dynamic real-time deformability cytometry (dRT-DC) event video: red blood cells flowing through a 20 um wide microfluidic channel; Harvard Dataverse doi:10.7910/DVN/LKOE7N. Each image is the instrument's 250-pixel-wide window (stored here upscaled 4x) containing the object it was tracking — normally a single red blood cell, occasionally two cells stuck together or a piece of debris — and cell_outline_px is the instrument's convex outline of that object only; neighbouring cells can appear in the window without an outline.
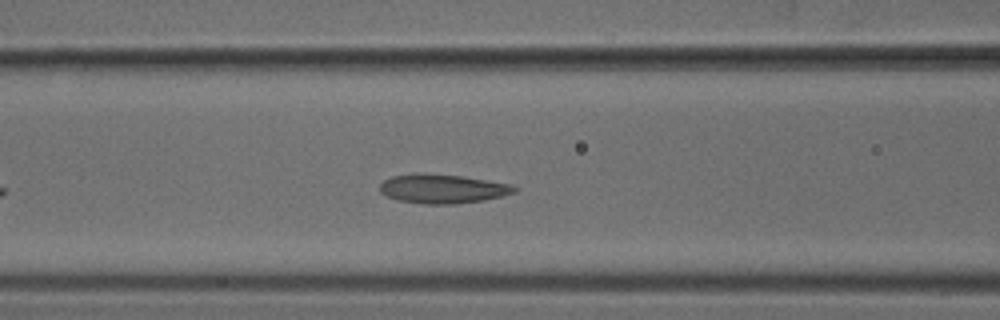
{"species": "common noctule bat (a hibernating species)", "species_latin": "Nyctalus noctula", "temperature_condition": "cold", "stored_images_in_passage": 20, "camera_frame_rate_fps": 3000, "um_per_image_px": 0.085, "animal": {"sex": "male", "body_mass_g": 18.8}, "frame": {"image": 1, "passage_image": 12, "time_ms": 3.667, "image_size_px": [1000, 320], "cell_outline_px": [[516, 192], [484, 200], [452, 204], [424, 204], [400, 200], [388, 196], [380, 192], [380, 184], [384, 180], [392, 176], [416, 172], [464, 176], [512, 184], [516, 188]], "centroid_in_image_um": [37.61, 16.03], "position_along_channel_um": 129.0, "area_um2": 22.83}}
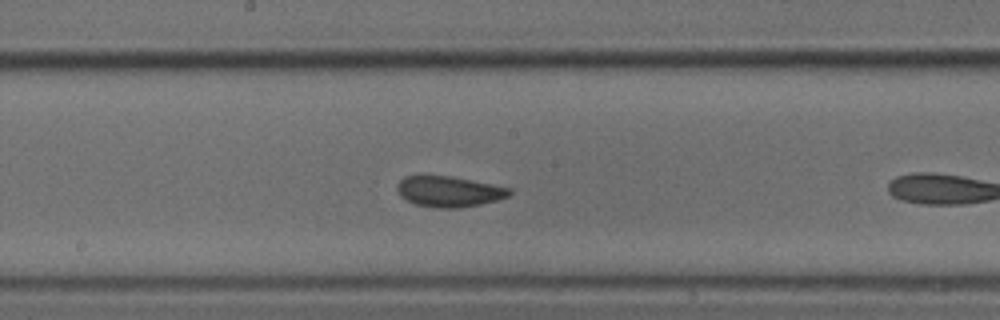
{"frame": {"image": 2, "passage_image": 15, "time_ms": 4.667, "image_size_px": [1000, 320], "cell_outline_px": [[512, 192], [508, 196], [496, 200], [480, 204], [460, 208], [436, 208], [416, 204], [400, 196], [396, 188], [396, 184], [404, 176], [448, 176], [492, 184], [512, 188]], "centroid_in_image_um": [38.15, 16.28], "position_along_channel_um": 210.0, "area_um2": 19.94}}